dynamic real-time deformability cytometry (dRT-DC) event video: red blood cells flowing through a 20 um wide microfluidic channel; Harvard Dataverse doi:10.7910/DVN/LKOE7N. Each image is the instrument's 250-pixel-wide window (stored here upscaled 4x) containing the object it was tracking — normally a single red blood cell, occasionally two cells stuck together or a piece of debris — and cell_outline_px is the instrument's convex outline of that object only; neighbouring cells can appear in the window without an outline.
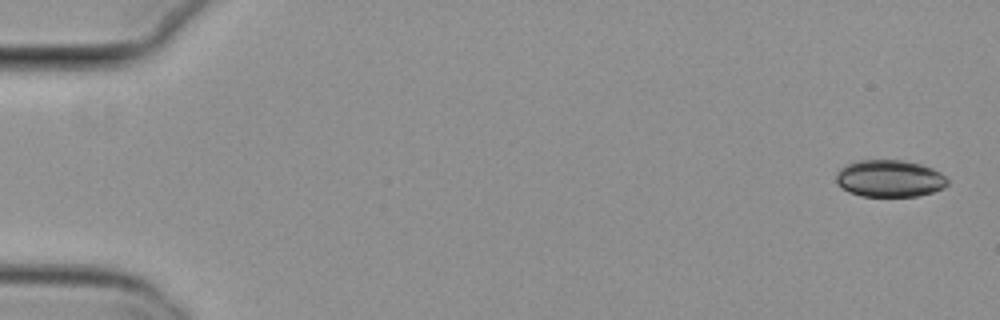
{"species": "common noctule bat (a hibernating species)", "species_latin": "Nyctalus noctula", "temperature_condition": "cold", "stored_images_in_passage": 6, "camera_frame_rate_fps": 3000, "um_per_image_px": 0.085, "animal": {"sex": "female", "body_mass_g": 29.2, "forearm_length_mm": 56.3}, "frame": {"image": 1, "passage_image": 1, "time_ms": 0.0, "image_size_px": [1000, 320], "cell_outline_px": [[948, 184], [944, 188], [932, 192], [916, 196], [860, 196], [848, 192], [836, 180], [836, 172], [840, 168], [848, 164], [860, 160], [904, 160], [920, 164], [932, 168], [940, 172], [948, 180]], "centroid_in_image_um": [75.63, 15.17], "position_along_channel_um": 9.4, "area_um2": 23.99}}
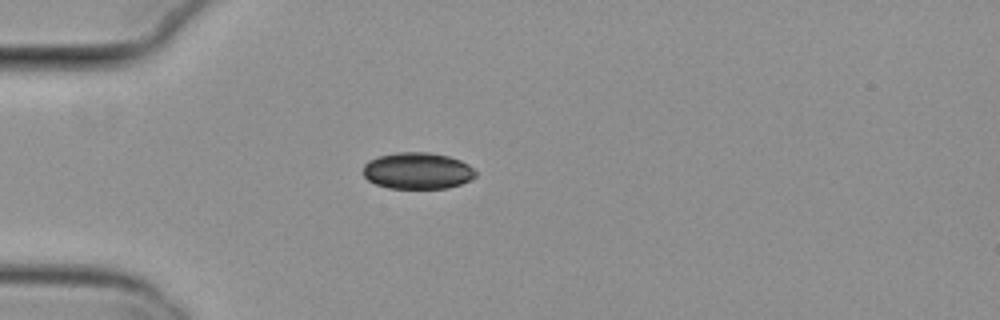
{"frame": {"image": 2, "passage_image": 5, "time_ms": 1.333, "image_size_px": [1000, 320], "cell_outline_px": [[476, 176], [460, 184], [448, 188], [388, 188], [376, 184], [368, 180], [364, 176], [364, 164], [368, 160], [380, 156], [396, 152], [428, 152], [448, 156], [460, 160], [468, 164], [476, 172]], "centroid_in_image_um": [35.48, 14.51], "position_along_channel_um": 49.5, "area_um2": 23.87}}